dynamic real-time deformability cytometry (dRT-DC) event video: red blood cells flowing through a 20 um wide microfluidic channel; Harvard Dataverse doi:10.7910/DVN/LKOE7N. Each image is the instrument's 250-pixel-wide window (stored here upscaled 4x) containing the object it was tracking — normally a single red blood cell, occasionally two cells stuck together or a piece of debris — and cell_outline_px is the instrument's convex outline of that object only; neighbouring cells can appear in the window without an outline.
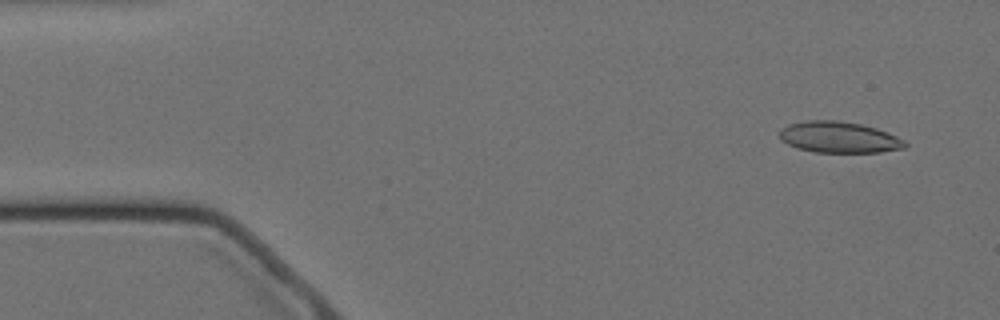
{"species": "Egyptian fruit bat (a non-hibernating species)", "species_latin": "Rousettus aegyptiacus", "temperature_condition": "cold", "stored_images_in_passage": 5, "camera_frame_rate_fps": 3000, "um_per_image_px": 0.085, "animal": {"sex": "female"}, "frame": {"image": 1, "passage_image": 2, "time_ms": 1.0, "image_size_px": [1000, 320], "cell_outline_px": [[908, 144], [904, 148], [880, 152], [816, 152], [796, 148], [780, 140], [780, 132], [788, 124], [808, 120], [840, 120], [860, 124], [876, 128], [888, 132], [904, 140]], "centroid_in_image_um": [71.32, 11.66], "position_along_channel_um": 13.7, "area_um2": 22.77}}
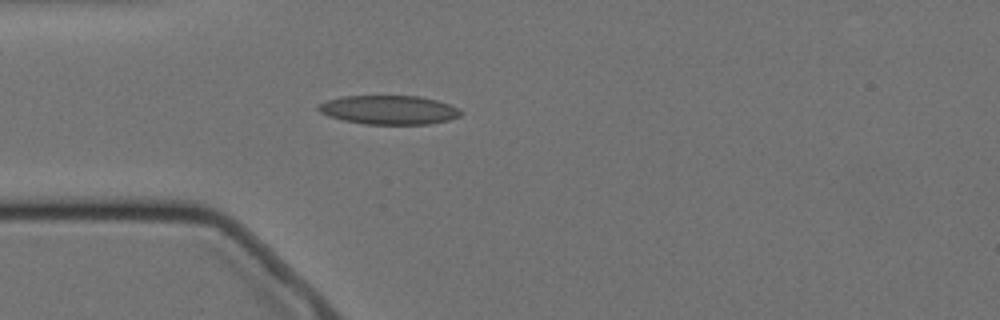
{"frame": {"image": 2, "passage_image": 5, "time_ms": 4.667, "image_size_px": [1000, 320], "cell_outline_px": [[464, 112], [460, 116], [448, 120], [428, 124], [364, 124], [344, 120], [328, 116], [320, 112], [316, 108], [320, 104], [328, 100], [344, 96], [420, 96], [436, 100], [460, 108]], "centroid_in_image_um": [33.09, 9.34], "position_along_channel_um": 51.9, "area_um2": 23.99}}